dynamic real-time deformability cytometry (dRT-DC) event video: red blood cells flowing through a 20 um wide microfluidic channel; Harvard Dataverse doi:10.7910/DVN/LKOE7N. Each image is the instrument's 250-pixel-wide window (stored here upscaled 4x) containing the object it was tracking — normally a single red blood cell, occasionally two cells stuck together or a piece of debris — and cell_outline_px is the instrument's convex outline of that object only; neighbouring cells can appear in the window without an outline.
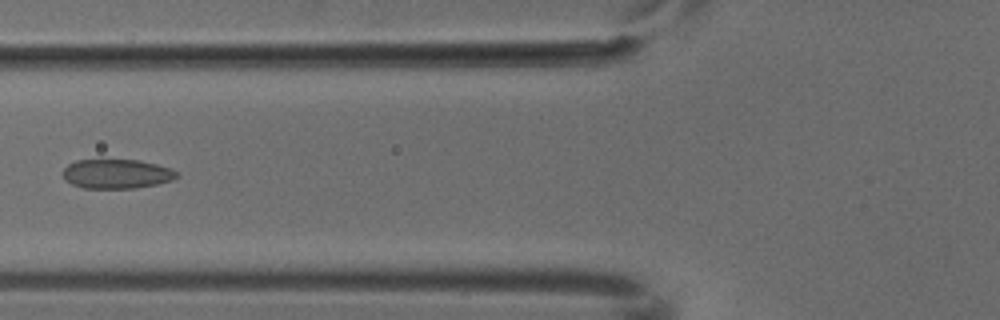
{"species": "common noctule bat (a hibernating species)", "species_latin": "Nyctalus noctula", "temperature_condition": "cold", "stored_images_in_passage": 6, "camera_frame_rate_fps": 3000, "um_per_image_px": 0.085, "animal": {"sex": "male", "body_mass_g": 18.8}, "frame": {"image": 1, "passage_image": 5, "time_ms": 1.333, "image_size_px": [1000, 320], "cell_outline_px": [[180, 176], [172, 180], [156, 184], [136, 188], [84, 188], [72, 184], [64, 180], [60, 172], [68, 164], [76, 160], [136, 160], [156, 164], [168, 168], [176, 172]], "centroid_in_image_um": [9.86, 14.78], "position_along_channel_um": 115.9, "area_um2": 19.48}}
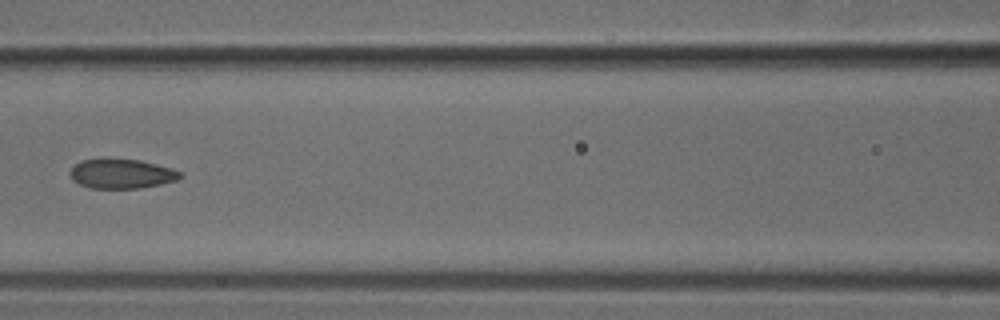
{"frame": {"image": 2, "passage_image": 6, "time_ms": 1.667, "image_size_px": [1000, 320], "cell_outline_px": [[184, 176], [176, 180], [160, 184], [140, 188], [88, 188], [72, 180], [68, 172], [76, 164], [84, 160], [104, 156], [140, 160], [172, 168], [180, 172]], "centroid_in_image_um": [10.3, 14.74], "position_along_channel_um": 156.3, "area_um2": 19.42}}